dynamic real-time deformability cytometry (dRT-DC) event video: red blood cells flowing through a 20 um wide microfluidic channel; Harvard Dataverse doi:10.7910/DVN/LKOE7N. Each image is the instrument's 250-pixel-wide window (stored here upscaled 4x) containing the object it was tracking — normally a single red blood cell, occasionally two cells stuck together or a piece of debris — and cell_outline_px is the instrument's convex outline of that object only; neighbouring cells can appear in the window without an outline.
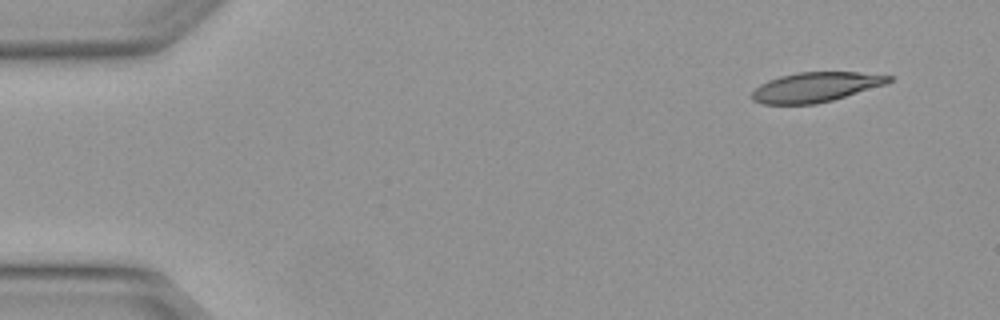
{"species": "Egyptian fruit bat (a non-hibernating species)", "species_latin": "Rousettus aegyptiacus", "temperature_condition": "warm", "stored_images_in_passage": 5, "segment_of_instrument_passage": [1, 2], "camera_frame_rate_fps": 3000, "um_per_image_px": 0.085, "animal": {"sex": "female"}, "frame": {"image": 1, "passage_image": 1, "time_ms": 0.0, "image_size_px": [1000, 320], "cell_outline_px": [[892, 80], [884, 84], [832, 100], [816, 104], [764, 104], [752, 100], [752, 92], [760, 84], [768, 80], [780, 76], [796, 72], [860, 72], [892, 76]], "centroid_in_image_um": [69.29, 7.4], "position_along_channel_um": 15.7, "area_um2": 23.47}}
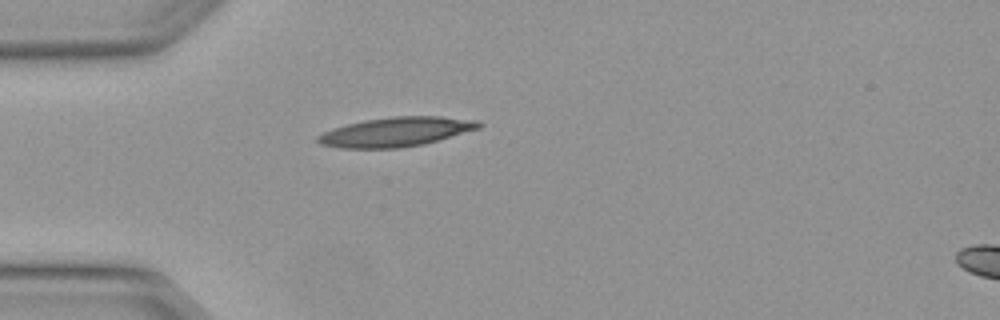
{"frame": {"image": 2, "passage_image": 4, "time_ms": 1.0, "image_size_px": [1000, 320], "cell_outline_px": [[484, 124], [480, 128], [424, 144], [400, 148], [340, 148], [320, 144], [316, 140], [316, 136], [332, 128], [364, 120], [392, 116], [440, 116], [480, 120]], "centroid_in_image_um": [33.68, 11.2], "position_along_channel_um": 51.3, "area_um2": 27.69}}